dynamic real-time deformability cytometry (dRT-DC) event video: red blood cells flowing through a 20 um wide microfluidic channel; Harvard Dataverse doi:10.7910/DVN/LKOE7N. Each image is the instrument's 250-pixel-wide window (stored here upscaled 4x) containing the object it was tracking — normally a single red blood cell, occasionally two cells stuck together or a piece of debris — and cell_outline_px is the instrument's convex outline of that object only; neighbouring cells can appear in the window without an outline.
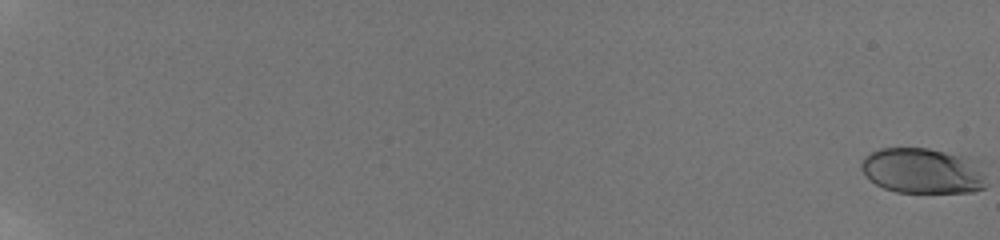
{"species": "human", "species_latin": "Homo sapiens", "temperature_condition": "room temperature", "stored_images_in_passage": 29, "camera_frame_rate_fps": 3000, "um_per_image_px": 0.085, "donor": {"sex": "male"}, "frame": {"image": 1, "passage_image": 1, "time_ms": 0.0, "image_size_px": [1000, 240], "cell_outline_px": [[984, 188], [972, 192], [896, 192], [884, 188], [876, 184], [860, 168], [860, 160], [864, 156], [880, 148], [928, 148], [984, 160]], "centroid_in_image_um": [78.49, 14.5], "position_along_channel_um": 6.5, "area_um2": 33.7}}
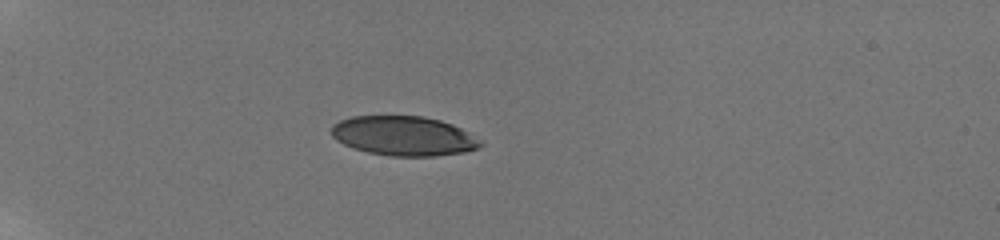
{"frame": {"image": 2, "passage_image": 17, "time_ms": 7.0, "image_size_px": [1000, 240], "cell_outline_px": [[484, 144], [480, 148], [464, 152], [436, 156], [392, 156], [368, 152], [352, 148], [336, 140], [332, 136], [332, 124], [340, 120], [352, 116], [424, 116], [440, 120], [452, 124], [484, 140]], "centroid_in_image_um": [34.35, 11.55], "position_along_channel_um": 50.6, "area_um2": 34.62}}
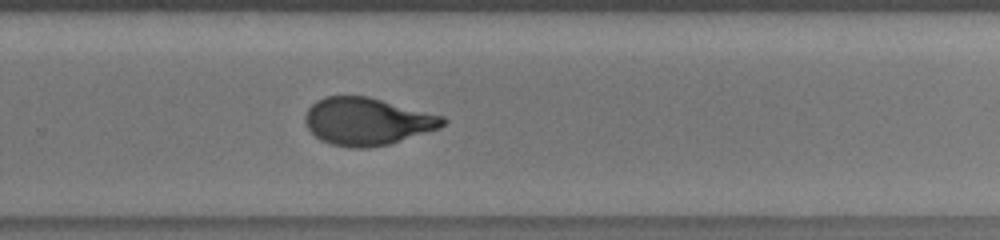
{"frame": {"image": 3, "passage_image": 29, "time_ms": 14.667, "image_size_px": [1000, 240], "cell_outline_px": [[448, 120], [440, 128], [388, 144], [368, 148], [352, 148], [332, 144], [320, 140], [308, 128], [304, 120], [304, 116], [308, 108], [316, 100], [324, 96], [368, 96], [444, 116]], "centroid_in_image_um": [31.2, 10.31], "position_along_channel_um": 298.6, "area_um2": 38.03}}